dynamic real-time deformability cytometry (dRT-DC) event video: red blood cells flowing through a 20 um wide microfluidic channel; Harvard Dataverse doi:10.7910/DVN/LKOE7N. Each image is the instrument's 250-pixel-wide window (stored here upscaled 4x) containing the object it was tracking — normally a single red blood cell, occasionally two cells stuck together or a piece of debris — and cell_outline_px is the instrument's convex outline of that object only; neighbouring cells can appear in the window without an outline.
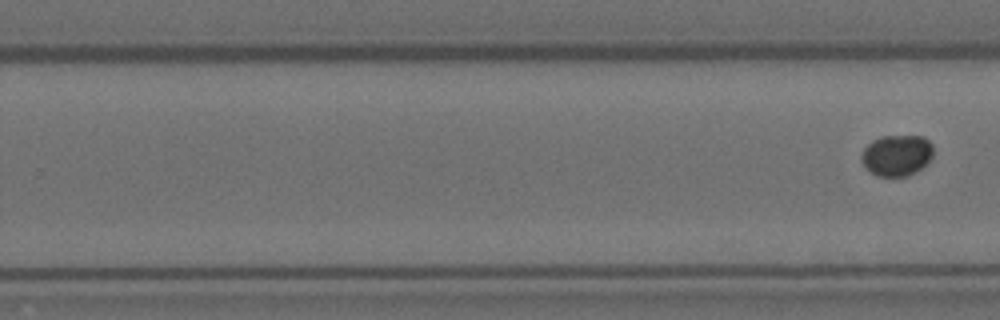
{"species": "Egyptian fruit bat (a non-hibernating species)", "species_latin": "Rousettus aegyptiacus", "temperature_condition": "room temperature", "stored_images_in_passage": 9, "segment_of_instrument_passage": [2, 2], "camera_frame_rate_fps": 3000, "um_per_image_px": 0.085, "animal": {"sex": "female"}, "frame": {"image": 1, "passage_image": 9, "time_ms": 2.667, "image_size_px": [1000, 320], "cell_outline_px": [[932, 156], [920, 168], [908, 176], [876, 176], [864, 164], [860, 156], [864, 148], [872, 140], [880, 136], [924, 136], [932, 144]], "centroid_in_image_um": [76.21, 13.18], "position_along_channel_um": 253.6, "area_um2": 16.99}}